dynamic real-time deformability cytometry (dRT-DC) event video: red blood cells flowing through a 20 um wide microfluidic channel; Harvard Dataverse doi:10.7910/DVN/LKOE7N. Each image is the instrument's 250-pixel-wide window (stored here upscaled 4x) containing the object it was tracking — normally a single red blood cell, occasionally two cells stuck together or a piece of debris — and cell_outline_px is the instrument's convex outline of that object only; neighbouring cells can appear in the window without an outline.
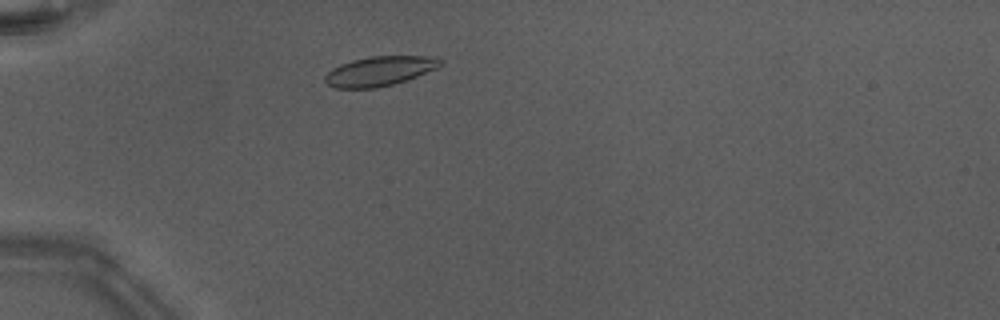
{"species": "Egyptian fruit bat (a non-hibernating species)", "species_latin": "Rousettus aegyptiacus", "temperature_condition": "warm", "stored_images_in_passage": 40, "camera_frame_rate_fps": 3000, "um_per_image_px": 0.085, "animal": {"sex": "male"}, "frame": {"image": 1, "passage_image": 6, "time_ms": 1.667, "image_size_px": [1000, 320], "cell_outline_px": [[444, 60], [436, 68], [416, 76], [392, 84], [376, 88], [336, 88], [328, 84], [324, 80], [324, 76], [332, 68], [340, 64], [352, 60], [372, 56], [436, 56]], "centroid_in_image_um": [32.25, 6.03], "position_along_channel_um": 52.8, "area_um2": 19.71}}
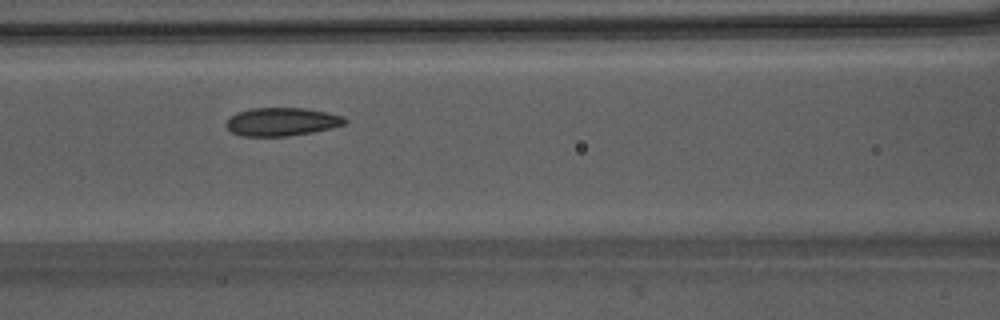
{"frame": {"image": 2, "passage_image": 14, "time_ms": 4.333, "image_size_px": [1000, 320], "cell_outline_px": [[348, 120], [344, 124], [332, 128], [312, 132], [288, 136], [240, 136], [232, 132], [228, 128], [228, 120], [236, 112], [252, 108], [304, 108], [344, 116]], "centroid_in_image_um": [23.97, 10.35], "position_along_channel_um": 142.6, "area_um2": 19.36}}
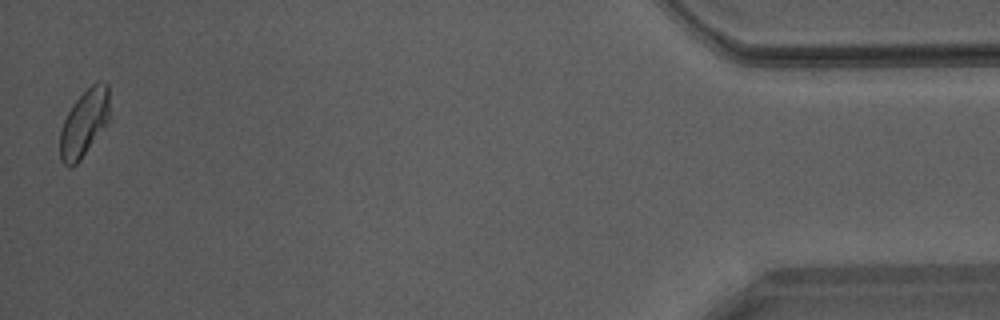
{"frame": {"image": 3, "passage_image": 40, "time_ms": 13.0, "image_size_px": [1000, 320], "cell_outline_px": [[108, 120], [80, 160], [76, 164], [68, 168], [60, 160], [60, 132], [64, 120], [68, 112], [76, 100], [92, 84], [100, 80], [104, 80], [108, 84]], "centroid_in_image_um": [7.13, 10.46], "position_along_channel_um": 428.1, "area_um2": 18.9}, "authors_computed_cell_mechanics": {"area_um2": 19.3052, "velocity_mm_per_s": 4.2066, "shape_relaxation_time_tau1_ms": 3.3772, "shape_relaxation_time_tau2_ms": 1.5622, "deformation_change_tau1": 0.1002, "deformation_change_tau2": 0.0633}}